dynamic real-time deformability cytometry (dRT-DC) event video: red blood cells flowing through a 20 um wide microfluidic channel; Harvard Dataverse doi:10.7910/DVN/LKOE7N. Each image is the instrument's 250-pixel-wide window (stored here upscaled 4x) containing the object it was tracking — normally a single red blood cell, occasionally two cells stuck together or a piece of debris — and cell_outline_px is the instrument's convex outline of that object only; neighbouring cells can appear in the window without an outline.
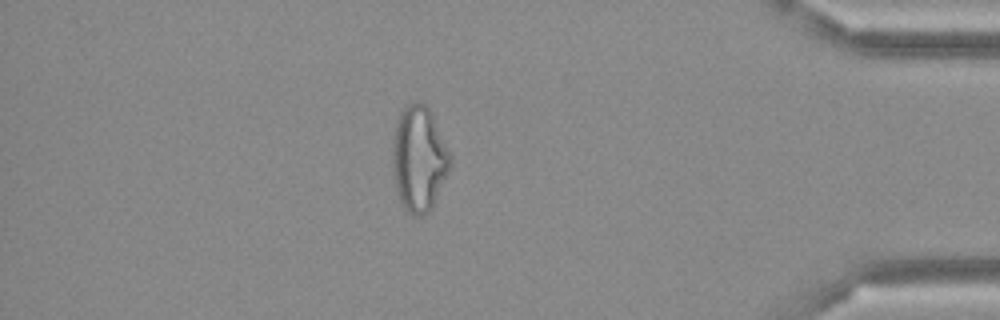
{"species": "Egyptian fruit bat (a non-hibernating species)", "species_latin": "Rousettus aegyptiacus", "temperature_condition": "cold", "stored_images_in_passage": 50, "camera_frame_rate_fps": 3000, "um_per_image_px": 0.085, "frame": {"image": 1, "passage_image": 43, "time_ms": 14.0, "image_size_px": [1000, 320], "cell_outline_px": [[452, 164], [432, 208], [428, 212], [420, 216], [416, 216], [408, 212], [404, 208], [396, 192], [392, 168], [392, 140], [396, 120], [404, 104], [416, 100], [424, 104], [432, 112], [452, 156]], "centroid_in_image_um": [35.6, 13.45], "position_along_channel_um": 399.6, "area_um2": 36.18}}